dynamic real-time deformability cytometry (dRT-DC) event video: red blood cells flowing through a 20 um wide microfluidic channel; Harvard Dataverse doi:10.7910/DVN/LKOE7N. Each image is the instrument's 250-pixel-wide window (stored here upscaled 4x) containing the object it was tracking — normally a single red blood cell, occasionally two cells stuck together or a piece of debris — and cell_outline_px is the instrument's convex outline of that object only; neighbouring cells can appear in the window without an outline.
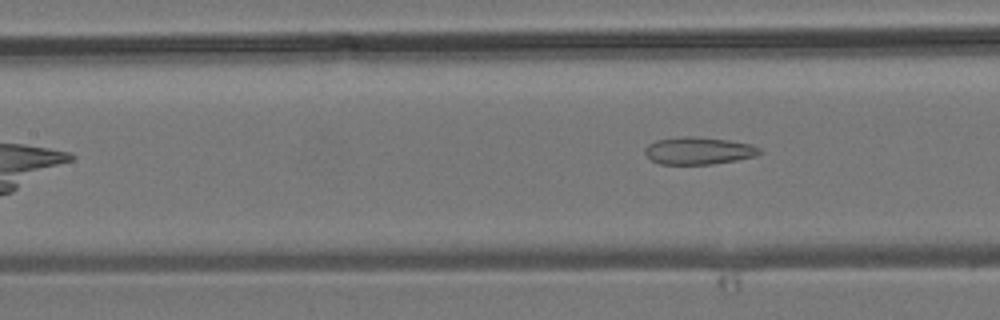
{"species": "common noctule bat (a hibernating species)", "species_latin": "Nyctalus noctula", "temperature_condition": "room temperature", "stored_images_in_passage": 5, "camera_frame_rate_fps": 3000, "um_per_image_px": 0.085, "animal": {"sex": "male", "body_mass_g": 19.2, "forearm_length_mm": 51.8}, "frame": {"image": 1, "passage_image": 5, "time_ms": 5.0, "image_size_px": [1000, 320], "cell_outline_px": [[764, 152], [756, 156], [736, 160], [712, 164], [660, 164], [652, 160], [644, 152], [644, 148], [648, 144], [656, 140], [684, 136], [692, 136], [728, 140], [752, 144], [760, 148]], "centroid_in_image_um": [59.4, 12.81], "position_along_channel_um": 148.0, "area_um2": 18.32}}